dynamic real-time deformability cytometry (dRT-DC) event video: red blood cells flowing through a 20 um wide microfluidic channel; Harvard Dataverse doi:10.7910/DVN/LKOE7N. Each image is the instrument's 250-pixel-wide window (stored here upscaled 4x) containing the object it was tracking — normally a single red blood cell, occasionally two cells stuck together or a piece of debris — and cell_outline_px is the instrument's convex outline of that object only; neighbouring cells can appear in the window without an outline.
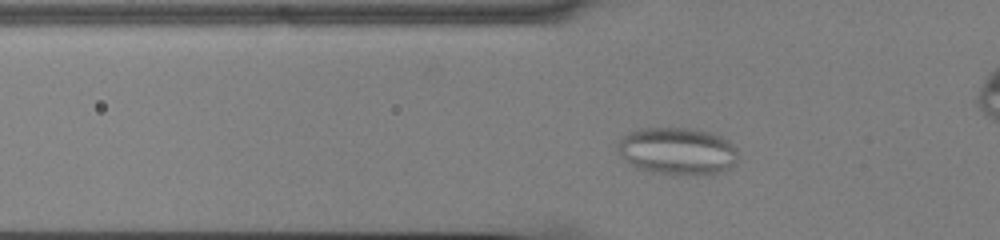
{"species": "common noctule bat (a hibernating species)", "species_latin": "Nyctalus noctula", "temperature_condition": "cold", "stored_images_in_passage": 49, "camera_frame_rate_fps": 3000, "um_per_image_px": 0.085, "animal": {"sex": "male", "body_mass_g": 13.0, "forearm_length_mm": 53.1}, "frame": {"image": 1, "passage_image": 11, "time_ms": 3.333, "image_size_px": [1000, 240], "cell_outline_px": [[736, 164], [728, 172], [692, 176], [680, 176], [652, 172], [636, 168], [624, 160], [620, 156], [616, 148], [616, 144], [620, 136], [628, 132], [640, 128], [688, 128], [712, 132], [728, 140], [736, 148]], "centroid_in_image_um": [57.56, 12.87], "position_along_channel_um": 68.2, "area_um2": 34.22}}
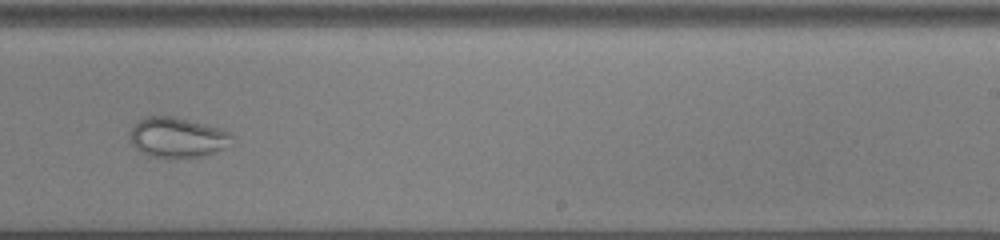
{"frame": {"image": 2, "passage_image": 28, "time_ms": 9.0, "image_size_px": [1000, 240], "cell_outline_px": [[232, 136], [220, 148], [204, 156], [148, 156], [140, 152], [132, 144], [132, 128], [136, 120], [144, 116], [172, 116], [220, 128], [232, 132]], "centroid_in_image_um": [15.0, 11.64], "position_along_channel_um": 274.0, "area_um2": 23.0}}
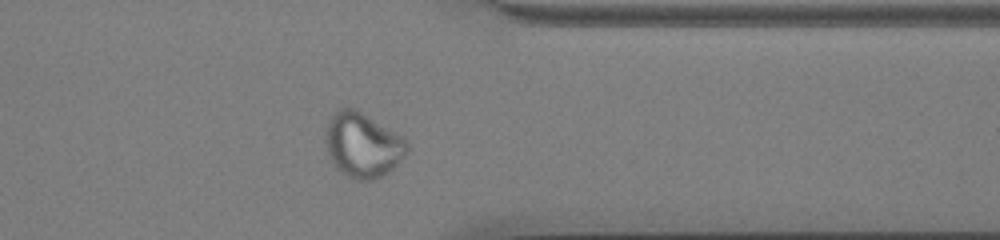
{"frame": {"image": 3, "passage_image": 37, "time_ms": 12.0, "image_size_px": [1000, 240], "cell_outline_px": [[408, 152], [388, 172], [372, 180], [356, 180], [340, 172], [332, 164], [328, 156], [324, 140], [324, 128], [332, 112], [340, 108], [356, 108], [400, 136], [408, 144]], "centroid_in_image_um": [30.74, 12.32], "position_along_channel_um": 380.7, "area_um2": 30.87}}